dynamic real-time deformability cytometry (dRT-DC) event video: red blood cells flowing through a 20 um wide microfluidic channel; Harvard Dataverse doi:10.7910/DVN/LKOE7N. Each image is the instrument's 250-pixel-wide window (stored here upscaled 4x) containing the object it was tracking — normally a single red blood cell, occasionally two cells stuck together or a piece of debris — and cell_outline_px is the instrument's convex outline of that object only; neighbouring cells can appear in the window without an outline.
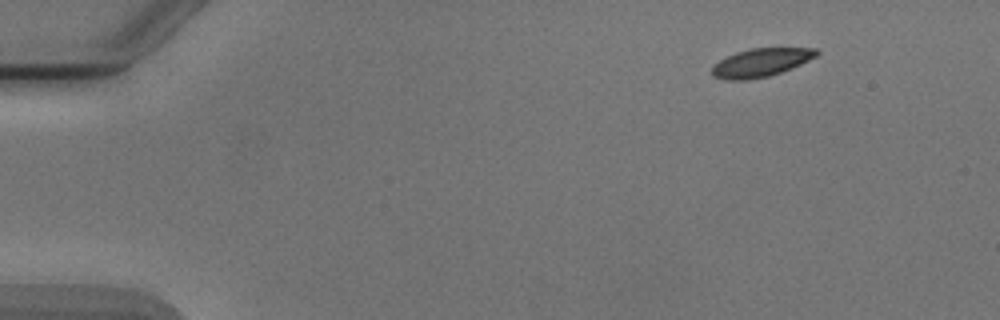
{"species": "Egyptian fruit bat (a non-hibernating species)", "species_latin": "Rousettus aegyptiacus", "temperature_condition": "cold", "stored_images_in_passage": 3, "camera_frame_rate_fps": 3000, "um_per_image_px": 0.085, "animal": {"sex": "male"}, "frame": {"image": 1, "passage_image": 1, "time_ms": 0.0, "image_size_px": [1000, 320], "cell_outline_px": [[820, 52], [816, 56], [792, 68], [768, 76], [748, 80], [728, 80], [712, 76], [712, 68], [720, 60], [736, 52], [752, 48], [816, 48]], "centroid_in_image_um": [64.68, 5.32], "position_along_channel_um": 20.3, "area_um2": 17.05}}